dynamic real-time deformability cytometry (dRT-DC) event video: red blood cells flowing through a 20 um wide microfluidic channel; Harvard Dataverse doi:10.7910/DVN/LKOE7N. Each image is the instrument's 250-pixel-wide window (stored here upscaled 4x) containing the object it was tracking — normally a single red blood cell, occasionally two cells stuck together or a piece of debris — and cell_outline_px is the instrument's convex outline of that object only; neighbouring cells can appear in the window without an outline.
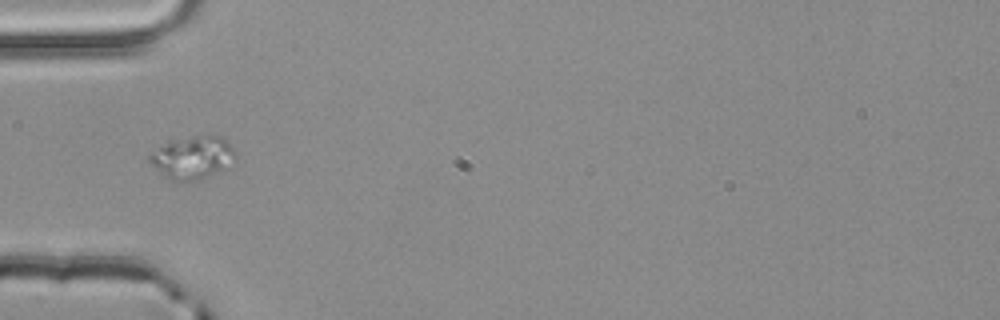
{"species": "common noctule bat (a hibernating species)", "species_latin": "Nyctalus noctula", "temperature_condition": "room temperature", "stored_images_in_passage": 3, "camera_frame_rate_fps": 3000, "um_per_image_px": 0.085, "animal": {"sex": "male", "body_mass_g": 20.4}, "frame": {"image": 1, "passage_image": 3, "time_ms": 0.667, "image_size_px": [1000, 320], "cell_outline_px": [[232, 152], [224, 168], [200, 180], [168, 180], [148, 160], [148, 156], [172, 140], [196, 136], [220, 136], [232, 148]], "centroid_in_image_um": [16.28, 13.4], "position_along_channel_um": 68.7, "area_um2": 20.11}}